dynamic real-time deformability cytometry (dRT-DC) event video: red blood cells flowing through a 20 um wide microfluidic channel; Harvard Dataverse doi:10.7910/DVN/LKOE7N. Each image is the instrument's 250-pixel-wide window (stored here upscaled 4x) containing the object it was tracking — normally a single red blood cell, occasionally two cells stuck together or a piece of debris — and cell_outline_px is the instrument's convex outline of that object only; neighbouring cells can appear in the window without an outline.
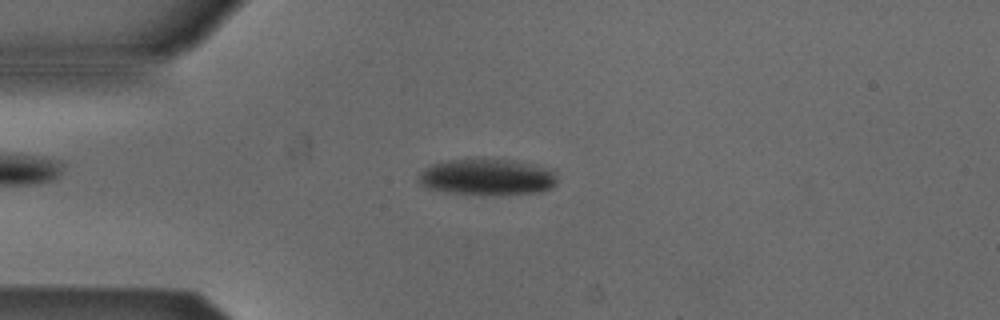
{"species": "Egyptian fruit bat (a non-hibernating species)", "species_latin": "Rousettus aegyptiacus", "temperature_condition": "cold", "stored_images_in_passage": 36, "camera_frame_rate_fps": 3000, "um_per_image_px": 0.085, "animal": {"sex": "male"}, "frame": {"image": 1, "passage_image": 4, "time_ms": 1.0, "image_size_px": [1000, 320], "cell_outline_px": [[556, 184], [552, 188], [540, 192], [504, 196], [480, 196], [444, 192], [428, 188], [420, 184], [416, 180], [420, 172], [424, 168], [432, 164], [448, 160], [512, 160], [552, 168], [556, 172]], "centroid_in_image_um": [41.43, 15.1], "position_along_channel_um": 43.6, "area_um2": 30.11}}
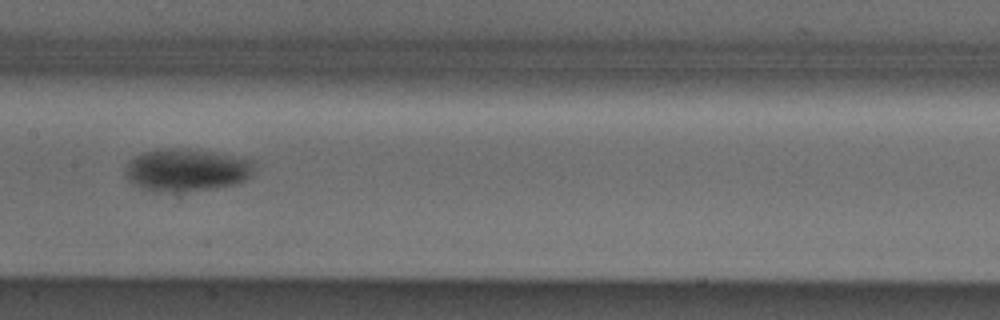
{"frame": {"image": 2, "passage_image": 17, "time_ms": 5.333, "image_size_px": [1000, 320], "cell_outline_px": [[252, 176], [248, 180], [236, 184], [216, 188], [172, 192], [156, 192], [132, 184], [128, 180], [128, 164], [136, 156], [144, 152], [188, 148], [252, 160]], "centroid_in_image_um": [15.9, 14.48], "position_along_channel_um": 191.5, "area_um2": 31.21}}
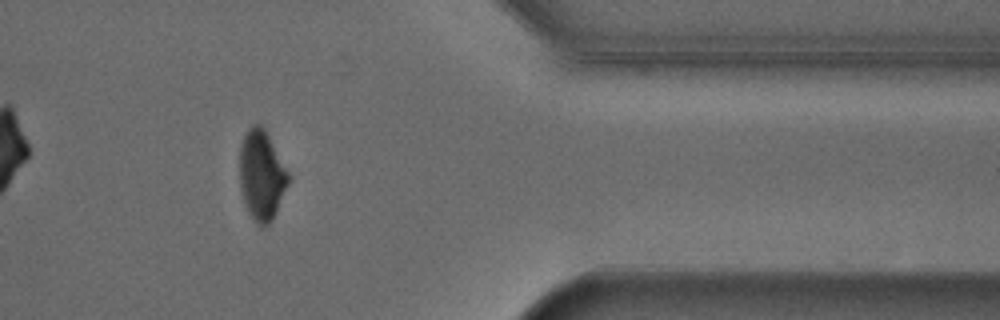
{"frame": {"image": 3, "passage_image": 34, "time_ms": 11.0, "image_size_px": [1000, 320], "cell_outline_px": [[288, 184], [276, 212], [272, 220], [268, 224], [260, 228], [248, 212], [244, 204], [240, 188], [240, 144], [248, 128], [252, 124], [260, 124], [264, 128], [288, 172]], "centroid_in_image_um": [22.21, 14.91], "position_along_channel_um": 389.2, "area_um2": 25.32}}